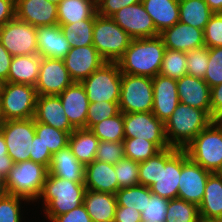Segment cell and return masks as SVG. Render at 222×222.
<instances>
[{
  "label": "cell",
  "mask_w": 222,
  "mask_h": 222,
  "mask_svg": "<svg viewBox=\"0 0 222 222\" xmlns=\"http://www.w3.org/2000/svg\"><path fill=\"white\" fill-rule=\"evenodd\" d=\"M159 74L175 80L186 75V52L165 49Z\"/></svg>",
  "instance_id": "obj_40"
},
{
  "label": "cell",
  "mask_w": 222,
  "mask_h": 222,
  "mask_svg": "<svg viewBox=\"0 0 222 222\" xmlns=\"http://www.w3.org/2000/svg\"><path fill=\"white\" fill-rule=\"evenodd\" d=\"M41 59L39 54L13 56L8 82L35 86L39 76Z\"/></svg>",
  "instance_id": "obj_30"
},
{
  "label": "cell",
  "mask_w": 222,
  "mask_h": 222,
  "mask_svg": "<svg viewBox=\"0 0 222 222\" xmlns=\"http://www.w3.org/2000/svg\"><path fill=\"white\" fill-rule=\"evenodd\" d=\"M86 191L84 182H73L48 174L40 198L45 201L49 220L81 206Z\"/></svg>",
  "instance_id": "obj_3"
},
{
  "label": "cell",
  "mask_w": 222,
  "mask_h": 222,
  "mask_svg": "<svg viewBox=\"0 0 222 222\" xmlns=\"http://www.w3.org/2000/svg\"><path fill=\"white\" fill-rule=\"evenodd\" d=\"M16 18L39 26L58 25L57 5L48 0H15Z\"/></svg>",
  "instance_id": "obj_19"
},
{
  "label": "cell",
  "mask_w": 222,
  "mask_h": 222,
  "mask_svg": "<svg viewBox=\"0 0 222 222\" xmlns=\"http://www.w3.org/2000/svg\"><path fill=\"white\" fill-rule=\"evenodd\" d=\"M198 208L201 220L222 222V176L219 173L209 175Z\"/></svg>",
  "instance_id": "obj_26"
},
{
  "label": "cell",
  "mask_w": 222,
  "mask_h": 222,
  "mask_svg": "<svg viewBox=\"0 0 222 222\" xmlns=\"http://www.w3.org/2000/svg\"><path fill=\"white\" fill-rule=\"evenodd\" d=\"M35 133L53 155L68 146L70 133L35 121Z\"/></svg>",
  "instance_id": "obj_38"
},
{
  "label": "cell",
  "mask_w": 222,
  "mask_h": 222,
  "mask_svg": "<svg viewBox=\"0 0 222 222\" xmlns=\"http://www.w3.org/2000/svg\"><path fill=\"white\" fill-rule=\"evenodd\" d=\"M95 18L80 20L70 24H58L71 48L93 45Z\"/></svg>",
  "instance_id": "obj_34"
},
{
  "label": "cell",
  "mask_w": 222,
  "mask_h": 222,
  "mask_svg": "<svg viewBox=\"0 0 222 222\" xmlns=\"http://www.w3.org/2000/svg\"><path fill=\"white\" fill-rule=\"evenodd\" d=\"M123 145L125 157L138 163L148 160L160 151L153 142L138 137L125 138Z\"/></svg>",
  "instance_id": "obj_39"
},
{
  "label": "cell",
  "mask_w": 222,
  "mask_h": 222,
  "mask_svg": "<svg viewBox=\"0 0 222 222\" xmlns=\"http://www.w3.org/2000/svg\"><path fill=\"white\" fill-rule=\"evenodd\" d=\"M111 18L132 38H153L159 36L151 16L142 2L121 8Z\"/></svg>",
  "instance_id": "obj_15"
},
{
  "label": "cell",
  "mask_w": 222,
  "mask_h": 222,
  "mask_svg": "<svg viewBox=\"0 0 222 222\" xmlns=\"http://www.w3.org/2000/svg\"><path fill=\"white\" fill-rule=\"evenodd\" d=\"M50 3L58 5L62 0H48Z\"/></svg>",
  "instance_id": "obj_62"
},
{
  "label": "cell",
  "mask_w": 222,
  "mask_h": 222,
  "mask_svg": "<svg viewBox=\"0 0 222 222\" xmlns=\"http://www.w3.org/2000/svg\"><path fill=\"white\" fill-rule=\"evenodd\" d=\"M48 174L73 182H84L85 166L76 159L68 145L52 155Z\"/></svg>",
  "instance_id": "obj_27"
},
{
  "label": "cell",
  "mask_w": 222,
  "mask_h": 222,
  "mask_svg": "<svg viewBox=\"0 0 222 222\" xmlns=\"http://www.w3.org/2000/svg\"><path fill=\"white\" fill-rule=\"evenodd\" d=\"M182 168V149L169 147L159 151V174L150 190L166 199L178 198L179 178Z\"/></svg>",
  "instance_id": "obj_11"
},
{
  "label": "cell",
  "mask_w": 222,
  "mask_h": 222,
  "mask_svg": "<svg viewBox=\"0 0 222 222\" xmlns=\"http://www.w3.org/2000/svg\"><path fill=\"white\" fill-rule=\"evenodd\" d=\"M119 112V102L101 101L90 103L87 110L86 129H91L95 124L111 118Z\"/></svg>",
  "instance_id": "obj_42"
},
{
  "label": "cell",
  "mask_w": 222,
  "mask_h": 222,
  "mask_svg": "<svg viewBox=\"0 0 222 222\" xmlns=\"http://www.w3.org/2000/svg\"><path fill=\"white\" fill-rule=\"evenodd\" d=\"M198 205L180 198L169 200L165 222H198Z\"/></svg>",
  "instance_id": "obj_37"
},
{
  "label": "cell",
  "mask_w": 222,
  "mask_h": 222,
  "mask_svg": "<svg viewBox=\"0 0 222 222\" xmlns=\"http://www.w3.org/2000/svg\"><path fill=\"white\" fill-rule=\"evenodd\" d=\"M58 96L70 124L75 129L86 128L87 110L90 102L82 84L74 82Z\"/></svg>",
  "instance_id": "obj_22"
},
{
  "label": "cell",
  "mask_w": 222,
  "mask_h": 222,
  "mask_svg": "<svg viewBox=\"0 0 222 222\" xmlns=\"http://www.w3.org/2000/svg\"><path fill=\"white\" fill-rule=\"evenodd\" d=\"M118 190L139 185V163L124 157L115 164Z\"/></svg>",
  "instance_id": "obj_41"
},
{
  "label": "cell",
  "mask_w": 222,
  "mask_h": 222,
  "mask_svg": "<svg viewBox=\"0 0 222 222\" xmlns=\"http://www.w3.org/2000/svg\"><path fill=\"white\" fill-rule=\"evenodd\" d=\"M83 205L93 222H114L117 207L115 194L86 189Z\"/></svg>",
  "instance_id": "obj_28"
},
{
  "label": "cell",
  "mask_w": 222,
  "mask_h": 222,
  "mask_svg": "<svg viewBox=\"0 0 222 222\" xmlns=\"http://www.w3.org/2000/svg\"><path fill=\"white\" fill-rule=\"evenodd\" d=\"M7 194L5 178L0 175V198L6 196Z\"/></svg>",
  "instance_id": "obj_59"
},
{
  "label": "cell",
  "mask_w": 222,
  "mask_h": 222,
  "mask_svg": "<svg viewBox=\"0 0 222 222\" xmlns=\"http://www.w3.org/2000/svg\"><path fill=\"white\" fill-rule=\"evenodd\" d=\"M124 157L123 141H99L95 160L115 165Z\"/></svg>",
  "instance_id": "obj_46"
},
{
  "label": "cell",
  "mask_w": 222,
  "mask_h": 222,
  "mask_svg": "<svg viewBox=\"0 0 222 222\" xmlns=\"http://www.w3.org/2000/svg\"><path fill=\"white\" fill-rule=\"evenodd\" d=\"M74 81L61 59L42 58L35 89L38 96L59 95Z\"/></svg>",
  "instance_id": "obj_16"
},
{
  "label": "cell",
  "mask_w": 222,
  "mask_h": 222,
  "mask_svg": "<svg viewBox=\"0 0 222 222\" xmlns=\"http://www.w3.org/2000/svg\"><path fill=\"white\" fill-rule=\"evenodd\" d=\"M153 108L152 113L165 123L180 103L177 92V80L157 74L152 78Z\"/></svg>",
  "instance_id": "obj_18"
},
{
  "label": "cell",
  "mask_w": 222,
  "mask_h": 222,
  "mask_svg": "<svg viewBox=\"0 0 222 222\" xmlns=\"http://www.w3.org/2000/svg\"><path fill=\"white\" fill-rule=\"evenodd\" d=\"M159 152L148 160L139 163V184L151 187L158 179Z\"/></svg>",
  "instance_id": "obj_49"
},
{
  "label": "cell",
  "mask_w": 222,
  "mask_h": 222,
  "mask_svg": "<svg viewBox=\"0 0 222 222\" xmlns=\"http://www.w3.org/2000/svg\"><path fill=\"white\" fill-rule=\"evenodd\" d=\"M37 48L42 58L63 60L70 50L59 25L37 27Z\"/></svg>",
  "instance_id": "obj_24"
},
{
  "label": "cell",
  "mask_w": 222,
  "mask_h": 222,
  "mask_svg": "<svg viewBox=\"0 0 222 222\" xmlns=\"http://www.w3.org/2000/svg\"><path fill=\"white\" fill-rule=\"evenodd\" d=\"M214 122L222 129V118L214 120Z\"/></svg>",
  "instance_id": "obj_61"
},
{
  "label": "cell",
  "mask_w": 222,
  "mask_h": 222,
  "mask_svg": "<svg viewBox=\"0 0 222 222\" xmlns=\"http://www.w3.org/2000/svg\"><path fill=\"white\" fill-rule=\"evenodd\" d=\"M132 38L111 18L98 14L93 27V46L106 62H117Z\"/></svg>",
  "instance_id": "obj_6"
},
{
  "label": "cell",
  "mask_w": 222,
  "mask_h": 222,
  "mask_svg": "<svg viewBox=\"0 0 222 222\" xmlns=\"http://www.w3.org/2000/svg\"><path fill=\"white\" fill-rule=\"evenodd\" d=\"M0 42L12 56L38 54L37 27L15 17L0 27Z\"/></svg>",
  "instance_id": "obj_13"
},
{
  "label": "cell",
  "mask_w": 222,
  "mask_h": 222,
  "mask_svg": "<svg viewBox=\"0 0 222 222\" xmlns=\"http://www.w3.org/2000/svg\"><path fill=\"white\" fill-rule=\"evenodd\" d=\"M166 49L189 52L204 47L203 30L178 22L159 33Z\"/></svg>",
  "instance_id": "obj_20"
},
{
  "label": "cell",
  "mask_w": 222,
  "mask_h": 222,
  "mask_svg": "<svg viewBox=\"0 0 222 222\" xmlns=\"http://www.w3.org/2000/svg\"><path fill=\"white\" fill-rule=\"evenodd\" d=\"M209 50V61L204 81L210 88L222 83V47H212Z\"/></svg>",
  "instance_id": "obj_45"
},
{
  "label": "cell",
  "mask_w": 222,
  "mask_h": 222,
  "mask_svg": "<svg viewBox=\"0 0 222 222\" xmlns=\"http://www.w3.org/2000/svg\"><path fill=\"white\" fill-rule=\"evenodd\" d=\"M210 174V171L190 160L186 151L182 149L178 198L199 206L203 200L206 182Z\"/></svg>",
  "instance_id": "obj_14"
},
{
  "label": "cell",
  "mask_w": 222,
  "mask_h": 222,
  "mask_svg": "<svg viewBox=\"0 0 222 222\" xmlns=\"http://www.w3.org/2000/svg\"><path fill=\"white\" fill-rule=\"evenodd\" d=\"M212 14L204 0H179V22L204 30Z\"/></svg>",
  "instance_id": "obj_33"
},
{
  "label": "cell",
  "mask_w": 222,
  "mask_h": 222,
  "mask_svg": "<svg viewBox=\"0 0 222 222\" xmlns=\"http://www.w3.org/2000/svg\"><path fill=\"white\" fill-rule=\"evenodd\" d=\"M34 120L70 134L75 130L64 112L58 95L37 97Z\"/></svg>",
  "instance_id": "obj_23"
},
{
  "label": "cell",
  "mask_w": 222,
  "mask_h": 222,
  "mask_svg": "<svg viewBox=\"0 0 222 222\" xmlns=\"http://www.w3.org/2000/svg\"><path fill=\"white\" fill-rule=\"evenodd\" d=\"M209 61V50L200 47L186 52L187 74L204 79Z\"/></svg>",
  "instance_id": "obj_43"
},
{
  "label": "cell",
  "mask_w": 222,
  "mask_h": 222,
  "mask_svg": "<svg viewBox=\"0 0 222 222\" xmlns=\"http://www.w3.org/2000/svg\"><path fill=\"white\" fill-rule=\"evenodd\" d=\"M188 158L211 173L222 170V129L213 121L185 148Z\"/></svg>",
  "instance_id": "obj_5"
},
{
  "label": "cell",
  "mask_w": 222,
  "mask_h": 222,
  "mask_svg": "<svg viewBox=\"0 0 222 222\" xmlns=\"http://www.w3.org/2000/svg\"><path fill=\"white\" fill-rule=\"evenodd\" d=\"M141 222H152V221H149V220H142ZM155 222V221H154Z\"/></svg>",
  "instance_id": "obj_65"
},
{
  "label": "cell",
  "mask_w": 222,
  "mask_h": 222,
  "mask_svg": "<svg viewBox=\"0 0 222 222\" xmlns=\"http://www.w3.org/2000/svg\"><path fill=\"white\" fill-rule=\"evenodd\" d=\"M4 83H5V81H3V80L0 78V97H1V93H2V91H3Z\"/></svg>",
  "instance_id": "obj_60"
},
{
  "label": "cell",
  "mask_w": 222,
  "mask_h": 222,
  "mask_svg": "<svg viewBox=\"0 0 222 222\" xmlns=\"http://www.w3.org/2000/svg\"><path fill=\"white\" fill-rule=\"evenodd\" d=\"M142 4L158 33L179 22V0H142Z\"/></svg>",
  "instance_id": "obj_29"
},
{
  "label": "cell",
  "mask_w": 222,
  "mask_h": 222,
  "mask_svg": "<svg viewBox=\"0 0 222 222\" xmlns=\"http://www.w3.org/2000/svg\"><path fill=\"white\" fill-rule=\"evenodd\" d=\"M213 13H222V0H204Z\"/></svg>",
  "instance_id": "obj_58"
},
{
  "label": "cell",
  "mask_w": 222,
  "mask_h": 222,
  "mask_svg": "<svg viewBox=\"0 0 222 222\" xmlns=\"http://www.w3.org/2000/svg\"><path fill=\"white\" fill-rule=\"evenodd\" d=\"M205 47H222V13H213L203 30Z\"/></svg>",
  "instance_id": "obj_47"
},
{
  "label": "cell",
  "mask_w": 222,
  "mask_h": 222,
  "mask_svg": "<svg viewBox=\"0 0 222 222\" xmlns=\"http://www.w3.org/2000/svg\"><path fill=\"white\" fill-rule=\"evenodd\" d=\"M47 175L48 168L40 163L31 160L14 163L5 178L7 193L25 201L39 199Z\"/></svg>",
  "instance_id": "obj_4"
},
{
  "label": "cell",
  "mask_w": 222,
  "mask_h": 222,
  "mask_svg": "<svg viewBox=\"0 0 222 222\" xmlns=\"http://www.w3.org/2000/svg\"><path fill=\"white\" fill-rule=\"evenodd\" d=\"M198 222H217V221H205L200 219Z\"/></svg>",
  "instance_id": "obj_63"
},
{
  "label": "cell",
  "mask_w": 222,
  "mask_h": 222,
  "mask_svg": "<svg viewBox=\"0 0 222 222\" xmlns=\"http://www.w3.org/2000/svg\"><path fill=\"white\" fill-rule=\"evenodd\" d=\"M165 49L159 36L132 39L117 64L121 73L153 78L160 72Z\"/></svg>",
  "instance_id": "obj_1"
},
{
  "label": "cell",
  "mask_w": 222,
  "mask_h": 222,
  "mask_svg": "<svg viewBox=\"0 0 222 222\" xmlns=\"http://www.w3.org/2000/svg\"><path fill=\"white\" fill-rule=\"evenodd\" d=\"M0 132L5 138L8 155L14 163L30 160L32 141L36 134L34 118L3 121Z\"/></svg>",
  "instance_id": "obj_10"
},
{
  "label": "cell",
  "mask_w": 222,
  "mask_h": 222,
  "mask_svg": "<svg viewBox=\"0 0 222 222\" xmlns=\"http://www.w3.org/2000/svg\"><path fill=\"white\" fill-rule=\"evenodd\" d=\"M85 187L87 190L116 194L118 181L115 165L94 160L85 166Z\"/></svg>",
  "instance_id": "obj_25"
},
{
  "label": "cell",
  "mask_w": 222,
  "mask_h": 222,
  "mask_svg": "<svg viewBox=\"0 0 222 222\" xmlns=\"http://www.w3.org/2000/svg\"><path fill=\"white\" fill-rule=\"evenodd\" d=\"M100 141L119 142L125 139L123 113L104 119L90 129Z\"/></svg>",
  "instance_id": "obj_36"
},
{
  "label": "cell",
  "mask_w": 222,
  "mask_h": 222,
  "mask_svg": "<svg viewBox=\"0 0 222 222\" xmlns=\"http://www.w3.org/2000/svg\"><path fill=\"white\" fill-rule=\"evenodd\" d=\"M122 73L117 62H105L80 83L90 103L119 102Z\"/></svg>",
  "instance_id": "obj_8"
},
{
  "label": "cell",
  "mask_w": 222,
  "mask_h": 222,
  "mask_svg": "<svg viewBox=\"0 0 222 222\" xmlns=\"http://www.w3.org/2000/svg\"><path fill=\"white\" fill-rule=\"evenodd\" d=\"M52 159L48 147H45L40 137L35 134L32 141V152L30 153V160L36 163H40L49 168Z\"/></svg>",
  "instance_id": "obj_51"
},
{
  "label": "cell",
  "mask_w": 222,
  "mask_h": 222,
  "mask_svg": "<svg viewBox=\"0 0 222 222\" xmlns=\"http://www.w3.org/2000/svg\"><path fill=\"white\" fill-rule=\"evenodd\" d=\"M213 121L206 111L180 102L164 123L166 140L170 147L184 149Z\"/></svg>",
  "instance_id": "obj_2"
},
{
  "label": "cell",
  "mask_w": 222,
  "mask_h": 222,
  "mask_svg": "<svg viewBox=\"0 0 222 222\" xmlns=\"http://www.w3.org/2000/svg\"><path fill=\"white\" fill-rule=\"evenodd\" d=\"M152 78L122 73L119 110L122 113L152 112Z\"/></svg>",
  "instance_id": "obj_9"
},
{
  "label": "cell",
  "mask_w": 222,
  "mask_h": 222,
  "mask_svg": "<svg viewBox=\"0 0 222 222\" xmlns=\"http://www.w3.org/2000/svg\"><path fill=\"white\" fill-rule=\"evenodd\" d=\"M125 138H140L153 142L160 150L169 148L165 126L152 112L123 113Z\"/></svg>",
  "instance_id": "obj_12"
},
{
  "label": "cell",
  "mask_w": 222,
  "mask_h": 222,
  "mask_svg": "<svg viewBox=\"0 0 222 222\" xmlns=\"http://www.w3.org/2000/svg\"><path fill=\"white\" fill-rule=\"evenodd\" d=\"M168 204L169 199L151 193V196L147 197V205L141 213L142 220L165 222Z\"/></svg>",
  "instance_id": "obj_44"
},
{
  "label": "cell",
  "mask_w": 222,
  "mask_h": 222,
  "mask_svg": "<svg viewBox=\"0 0 222 222\" xmlns=\"http://www.w3.org/2000/svg\"><path fill=\"white\" fill-rule=\"evenodd\" d=\"M99 139L90 129H75L69 136V146L76 159L84 166L95 160Z\"/></svg>",
  "instance_id": "obj_31"
},
{
  "label": "cell",
  "mask_w": 222,
  "mask_h": 222,
  "mask_svg": "<svg viewBox=\"0 0 222 222\" xmlns=\"http://www.w3.org/2000/svg\"><path fill=\"white\" fill-rule=\"evenodd\" d=\"M140 2L142 0H98L96 3L97 14L103 17H111L121 8Z\"/></svg>",
  "instance_id": "obj_50"
},
{
  "label": "cell",
  "mask_w": 222,
  "mask_h": 222,
  "mask_svg": "<svg viewBox=\"0 0 222 222\" xmlns=\"http://www.w3.org/2000/svg\"><path fill=\"white\" fill-rule=\"evenodd\" d=\"M57 11L58 24H70L95 18L97 6L92 0H62L57 5Z\"/></svg>",
  "instance_id": "obj_32"
},
{
  "label": "cell",
  "mask_w": 222,
  "mask_h": 222,
  "mask_svg": "<svg viewBox=\"0 0 222 222\" xmlns=\"http://www.w3.org/2000/svg\"><path fill=\"white\" fill-rule=\"evenodd\" d=\"M210 101L212 119L222 118V83L211 88Z\"/></svg>",
  "instance_id": "obj_53"
},
{
  "label": "cell",
  "mask_w": 222,
  "mask_h": 222,
  "mask_svg": "<svg viewBox=\"0 0 222 222\" xmlns=\"http://www.w3.org/2000/svg\"><path fill=\"white\" fill-rule=\"evenodd\" d=\"M37 97L35 86L5 82L0 97L2 120L34 118Z\"/></svg>",
  "instance_id": "obj_7"
},
{
  "label": "cell",
  "mask_w": 222,
  "mask_h": 222,
  "mask_svg": "<svg viewBox=\"0 0 222 222\" xmlns=\"http://www.w3.org/2000/svg\"><path fill=\"white\" fill-rule=\"evenodd\" d=\"M149 187L136 185L128 188H121L116 192L117 206L128 207V209L143 212L147 205V197L151 196Z\"/></svg>",
  "instance_id": "obj_35"
},
{
  "label": "cell",
  "mask_w": 222,
  "mask_h": 222,
  "mask_svg": "<svg viewBox=\"0 0 222 222\" xmlns=\"http://www.w3.org/2000/svg\"><path fill=\"white\" fill-rule=\"evenodd\" d=\"M141 212L128 209V207L117 206L114 222H141Z\"/></svg>",
  "instance_id": "obj_55"
},
{
  "label": "cell",
  "mask_w": 222,
  "mask_h": 222,
  "mask_svg": "<svg viewBox=\"0 0 222 222\" xmlns=\"http://www.w3.org/2000/svg\"><path fill=\"white\" fill-rule=\"evenodd\" d=\"M15 17V0H0V27Z\"/></svg>",
  "instance_id": "obj_56"
},
{
  "label": "cell",
  "mask_w": 222,
  "mask_h": 222,
  "mask_svg": "<svg viewBox=\"0 0 222 222\" xmlns=\"http://www.w3.org/2000/svg\"><path fill=\"white\" fill-rule=\"evenodd\" d=\"M23 198L7 194L0 198V222H20V200Z\"/></svg>",
  "instance_id": "obj_48"
},
{
  "label": "cell",
  "mask_w": 222,
  "mask_h": 222,
  "mask_svg": "<svg viewBox=\"0 0 222 222\" xmlns=\"http://www.w3.org/2000/svg\"><path fill=\"white\" fill-rule=\"evenodd\" d=\"M3 122L2 117H1V113H0V124Z\"/></svg>",
  "instance_id": "obj_64"
},
{
  "label": "cell",
  "mask_w": 222,
  "mask_h": 222,
  "mask_svg": "<svg viewBox=\"0 0 222 222\" xmlns=\"http://www.w3.org/2000/svg\"><path fill=\"white\" fill-rule=\"evenodd\" d=\"M13 166L14 161L8 155L5 138L0 132V175L3 178H6Z\"/></svg>",
  "instance_id": "obj_54"
},
{
  "label": "cell",
  "mask_w": 222,
  "mask_h": 222,
  "mask_svg": "<svg viewBox=\"0 0 222 222\" xmlns=\"http://www.w3.org/2000/svg\"><path fill=\"white\" fill-rule=\"evenodd\" d=\"M177 92L181 103L204 110L211 116V88L203 79L186 74L177 80Z\"/></svg>",
  "instance_id": "obj_21"
},
{
  "label": "cell",
  "mask_w": 222,
  "mask_h": 222,
  "mask_svg": "<svg viewBox=\"0 0 222 222\" xmlns=\"http://www.w3.org/2000/svg\"><path fill=\"white\" fill-rule=\"evenodd\" d=\"M13 56L0 42V78L8 82V73Z\"/></svg>",
  "instance_id": "obj_57"
},
{
  "label": "cell",
  "mask_w": 222,
  "mask_h": 222,
  "mask_svg": "<svg viewBox=\"0 0 222 222\" xmlns=\"http://www.w3.org/2000/svg\"><path fill=\"white\" fill-rule=\"evenodd\" d=\"M52 222H93L89 216L85 206H81L71 210L70 212L56 216Z\"/></svg>",
  "instance_id": "obj_52"
},
{
  "label": "cell",
  "mask_w": 222,
  "mask_h": 222,
  "mask_svg": "<svg viewBox=\"0 0 222 222\" xmlns=\"http://www.w3.org/2000/svg\"><path fill=\"white\" fill-rule=\"evenodd\" d=\"M63 61L72 80L79 83L106 62L93 45L70 48Z\"/></svg>",
  "instance_id": "obj_17"
}]
</instances>
